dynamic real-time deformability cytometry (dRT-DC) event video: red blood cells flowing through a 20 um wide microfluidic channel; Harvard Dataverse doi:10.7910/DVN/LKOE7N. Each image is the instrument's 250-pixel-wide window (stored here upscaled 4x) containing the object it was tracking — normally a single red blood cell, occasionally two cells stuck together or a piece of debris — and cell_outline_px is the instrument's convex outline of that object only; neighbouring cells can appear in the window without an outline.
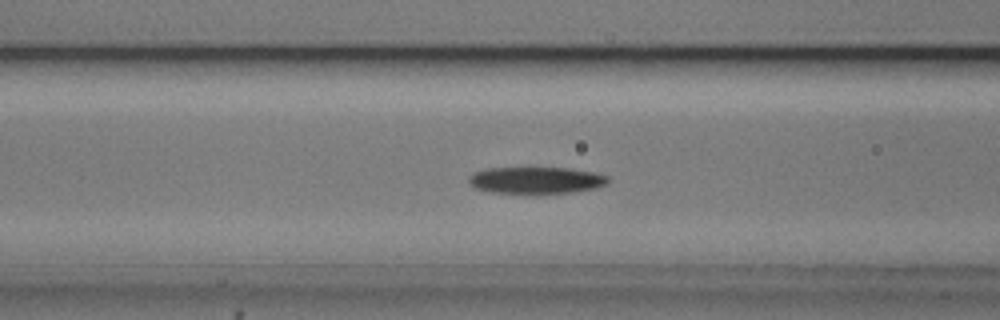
{"species": "common noctule bat (a hibernating species)", "species_latin": "Nyctalus noctula", "temperature_condition": "cold", "stored_images_in_passage": 40, "camera_frame_rate_fps": 3000, "um_per_image_px": 0.085, "animal": {"sex": "male", "body_mass_g": 20.5, "forearm_length_mm": 52.5}, "frame": {"image": 1, "passage_image": 7, "time_ms": 2.0, "image_size_px": [1000, 320], "cell_outline_px": [[612, 180], [608, 184], [592, 188], [572, 192], [536, 196], [492, 192], [476, 188], [468, 180], [468, 176], [472, 172], [484, 168], [572, 168], [592, 172], [608, 176]], "centroid_in_image_um": [45.56, 15.35], "position_along_channel_um": 121.0, "area_um2": 22.54}}
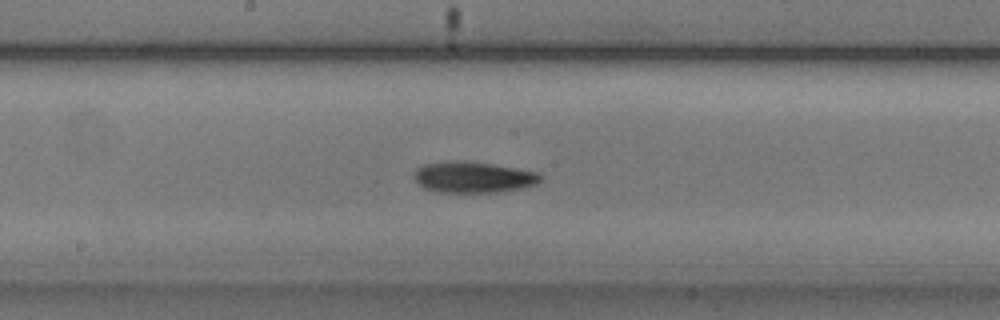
{"frame": {"image": 2, "passage_image": 14, "time_ms": 4.333, "image_size_px": [1000, 320], "cell_outline_px": [[544, 176], [536, 184], [524, 188], [500, 192], [436, 192], [424, 188], [416, 184], [416, 168], [424, 164], [464, 160], [492, 164], [540, 172]], "centroid_in_image_um": [40.27, 15.07], "position_along_channel_um": 207.9, "area_um2": 23.0}}
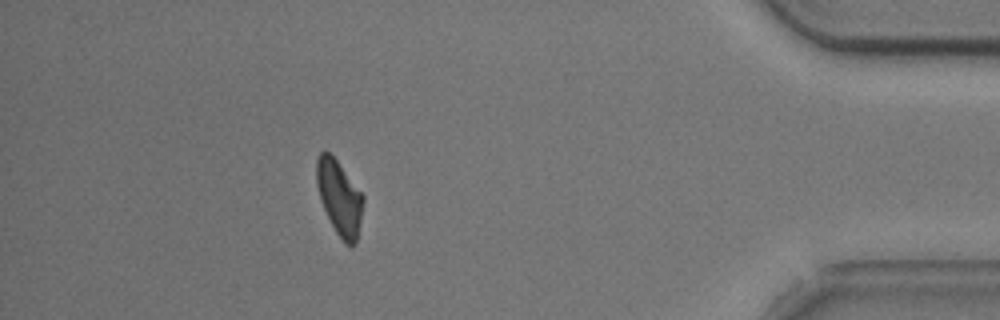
{"frame": {"image": 3, "passage_image": 34, "time_ms": 11.0, "image_size_px": [1000, 320], "cell_outline_px": [[364, 200], [356, 244], [352, 248], [344, 244], [336, 232], [320, 200], [316, 184], [316, 160], [320, 152], [328, 152], [336, 160], [364, 196]], "centroid_in_image_um": [28.84, 16.84], "position_along_channel_um": 406.4, "area_um2": 20.11}, "authors_computed_cell_mechanics": {"area_um2": 21.8484, "velocity_mm_per_s": 3.7134, "shape_relaxation_time_tau1_ms": 3.74, "shape_relaxation_time_tau2_ms": null, "deformation_change_tau1": 0.1508, "deformation_change_tau2": null}}